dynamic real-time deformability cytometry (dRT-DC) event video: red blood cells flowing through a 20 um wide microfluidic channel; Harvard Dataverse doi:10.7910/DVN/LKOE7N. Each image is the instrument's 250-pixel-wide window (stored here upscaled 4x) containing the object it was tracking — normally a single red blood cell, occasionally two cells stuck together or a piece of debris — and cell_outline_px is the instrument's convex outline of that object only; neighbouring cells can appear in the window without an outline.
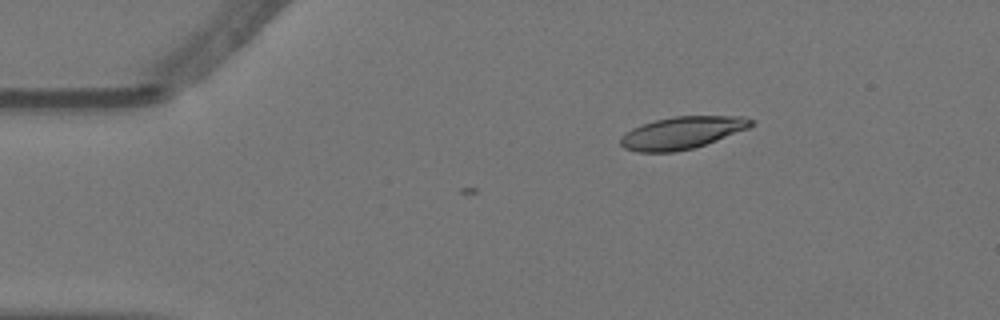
{"species": "Egyptian fruit bat (a non-hibernating species)", "species_latin": "Rousettus aegyptiacus", "temperature_condition": "warm", "stored_images_in_passage": 2, "camera_frame_rate_fps": 3000, "um_per_image_px": 0.085, "animal": {"sex": "female"}, "frame": {"image": 1, "passage_image": 2, "time_ms": 0.333, "image_size_px": [1000, 320], "cell_outline_px": [[756, 124], [748, 128], [716, 140], [692, 148], [676, 152], [636, 152], [624, 148], [620, 144], [620, 136], [632, 128], [656, 120], [672, 116], [744, 116], [756, 120]], "centroid_in_image_um": [57.98, 11.28], "position_along_channel_um": 27.0, "area_um2": 24.57}}